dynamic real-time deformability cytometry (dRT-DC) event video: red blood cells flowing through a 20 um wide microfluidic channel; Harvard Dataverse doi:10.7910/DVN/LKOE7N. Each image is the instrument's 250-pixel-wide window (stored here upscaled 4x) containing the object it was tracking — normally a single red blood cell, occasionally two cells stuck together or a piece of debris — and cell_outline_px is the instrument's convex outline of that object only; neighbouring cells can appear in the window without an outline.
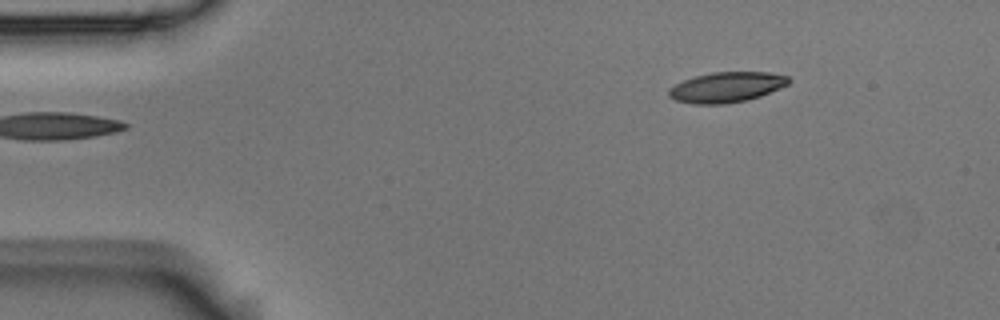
{"species": "Egyptian fruit bat (a non-hibernating species)", "species_latin": "Rousettus aegyptiacus", "temperature_condition": "room temperature", "stored_images_in_passage": 3, "camera_frame_rate_fps": 3000, "um_per_image_px": 0.085, "animal": {"sex": "male"}, "frame": {"image": 1, "passage_image": 1, "time_ms": 0.0, "image_size_px": [1000, 320], "cell_outline_px": [[792, 80], [788, 84], [760, 96], [744, 100], [724, 104], [692, 104], [676, 100], [668, 96], [668, 88], [684, 80], [696, 76], [712, 72], [768, 72], [788, 76]], "centroid_in_image_um": [61.74, 7.41], "position_along_channel_um": 23.3, "area_um2": 21.04}}